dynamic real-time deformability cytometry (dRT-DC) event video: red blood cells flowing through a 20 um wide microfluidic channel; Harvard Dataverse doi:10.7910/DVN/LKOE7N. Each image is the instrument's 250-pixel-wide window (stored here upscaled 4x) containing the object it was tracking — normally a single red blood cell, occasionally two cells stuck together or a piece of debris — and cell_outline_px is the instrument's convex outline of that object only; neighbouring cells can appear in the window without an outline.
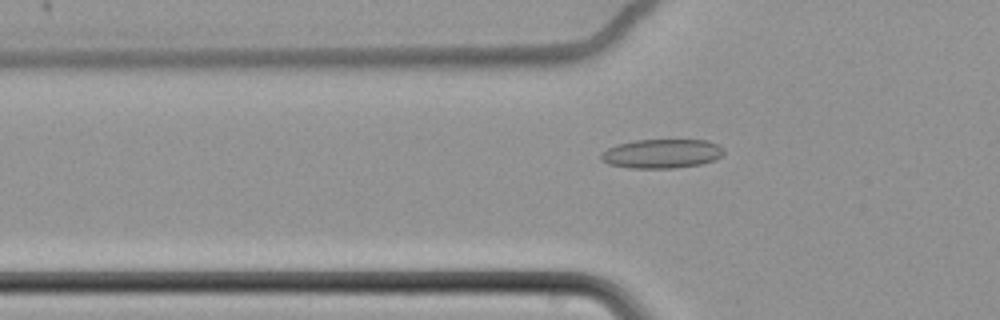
{"species": "common noctule bat (a hibernating species)", "species_latin": "Nyctalus noctula", "temperature_condition": "cold", "stored_images_in_passage": 62, "camera_frame_rate_fps": 3000, "um_per_image_px": 0.085, "animal": {"sex": "female", "body_mass_g": 22.7, "forearm_length_mm": 54.2}, "frame": {"image": 1, "passage_image": 23, "time_ms": 7.333, "image_size_px": [1000, 320], "cell_outline_px": [[724, 152], [716, 160], [700, 164], [672, 168], [628, 168], [608, 164], [600, 160], [600, 152], [616, 144], [636, 140], [708, 140], [724, 148]], "centroid_in_image_um": [56.21, 13.06], "position_along_channel_um": 69.6, "area_um2": 20.98}}
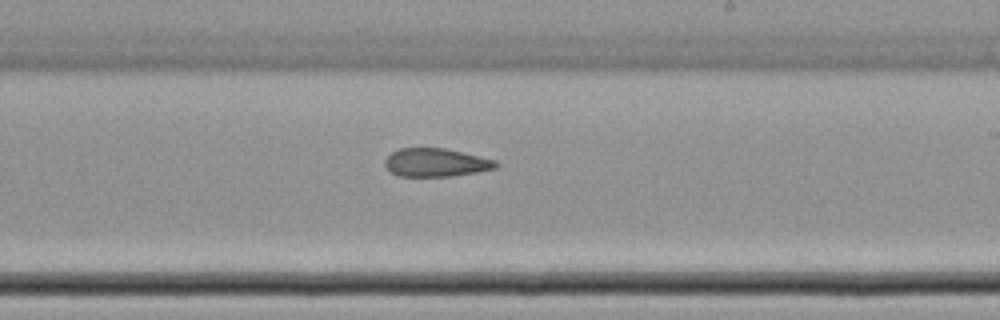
{"frame": {"image": 2, "passage_image": 39, "time_ms": 12.667, "image_size_px": [1000, 320], "cell_outline_px": [[500, 164], [496, 168], [476, 172], [452, 176], [400, 176], [388, 172], [384, 164], [384, 160], [392, 152], [400, 148], [444, 148], [496, 160]], "centroid_in_image_um": [37.03, 13.82], "position_along_channel_um": 252.0, "area_um2": 18.32}}
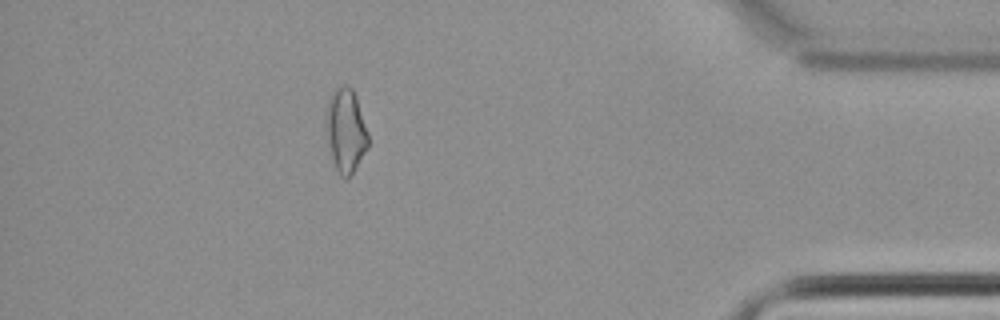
{"frame": {"image": 3, "passage_image": 56, "time_ms": 18.333, "image_size_px": [1000, 320], "cell_outline_px": [[368, 148], [356, 168], [348, 180], [344, 180], [340, 176], [336, 168], [332, 156], [324, 128], [324, 120], [328, 96], [332, 88], [340, 84], [348, 84], [352, 88], [356, 96], [368, 132]], "centroid_in_image_um": [29.36, 11.04], "position_along_channel_um": 405.8, "area_um2": 21.33}, "authors_computed_cell_mechanics": {"area_um2": 20.6346, "velocity_mm_per_s": 3.4554, "shape_relaxation_time_tau1_ms": null, "shape_relaxation_time_tau2_ms": 5.4731, "deformation_change_tau1": null, "deformation_change_tau2": 0.1404}}